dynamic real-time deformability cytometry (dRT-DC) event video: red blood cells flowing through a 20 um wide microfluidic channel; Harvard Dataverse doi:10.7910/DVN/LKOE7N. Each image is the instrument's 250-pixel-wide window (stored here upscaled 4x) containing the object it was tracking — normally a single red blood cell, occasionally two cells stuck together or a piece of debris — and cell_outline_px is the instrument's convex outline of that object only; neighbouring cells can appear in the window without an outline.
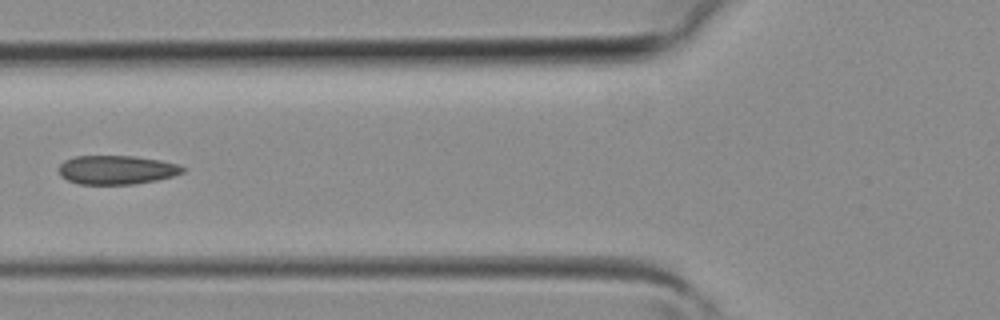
{"species": "common noctule bat (a hibernating species)", "species_latin": "Nyctalus noctula", "temperature_condition": "room temperature", "stored_images_in_passage": 4, "camera_frame_rate_fps": 3000, "um_per_image_px": 0.085, "animal": {"sex": "female", "body_mass_g": 19.3, "forearm_length_mm": 54.1}, "frame": {"image": 1, "passage_image": 4, "time_ms": 1.0, "image_size_px": [1000, 320], "cell_outline_px": [[188, 168], [184, 172], [172, 176], [156, 180], [136, 184], [76, 184], [60, 176], [60, 164], [64, 160], [76, 156], [132, 156], [160, 160], [180, 164]], "centroid_in_image_um": [9.95, 14.44], "position_along_channel_um": 115.9, "area_um2": 20.98}}